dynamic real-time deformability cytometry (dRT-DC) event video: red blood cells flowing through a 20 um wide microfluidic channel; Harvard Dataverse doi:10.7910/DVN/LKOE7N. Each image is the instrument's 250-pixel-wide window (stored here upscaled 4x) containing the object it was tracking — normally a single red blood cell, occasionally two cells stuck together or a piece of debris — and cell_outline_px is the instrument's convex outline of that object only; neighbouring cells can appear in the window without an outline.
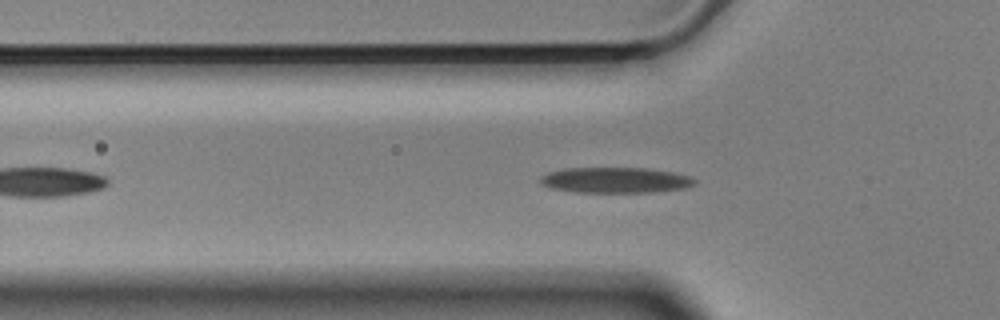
{"species": "Egyptian fruit bat (a non-hibernating species)", "species_latin": "Rousettus aegyptiacus", "temperature_condition": "cold", "stored_images_in_passage": 44, "camera_frame_rate_fps": 3000, "um_per_image_px": 0.085, "animal": {"sex": "male"}, "frame": {"image": 1, "passage_image": 9, "time_ms": 2.667, "image_size_px": [1000, 320], "cell_outline_px": [[696, 184], [688, 188], [656, 192], [572, 192], [548, 188], [540, 184], [540, 176], [548, 172], [564, 168], [644, 168], [672, 172], [692, 176], [696, 180]], "centroid_in_image_um": [52.31, 15.32], "position_along_channel_um": 73.5, "area_um2": 23.41}}
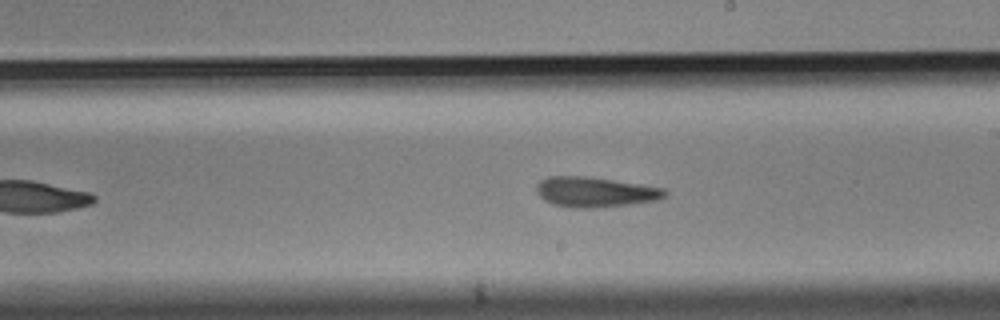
{"frame": {"image": 2, "passage_image": 23, "time_ms": 7.333, "image_size_px": [1000, 320], "cell_outline_px": [[668, 196], [656, 200], [628, 204], [596, 208], [572, 208], [552, 204], [544, 200], [536, 192], [536, 184], [540, 180], [548, 176], [584, 176], [612, 180], [664, 188], [668, 192]], "centroid_in_image_um": [50.55, 16.32], "position_along_channel_um": 238.5, "area_um2": 22.54}}
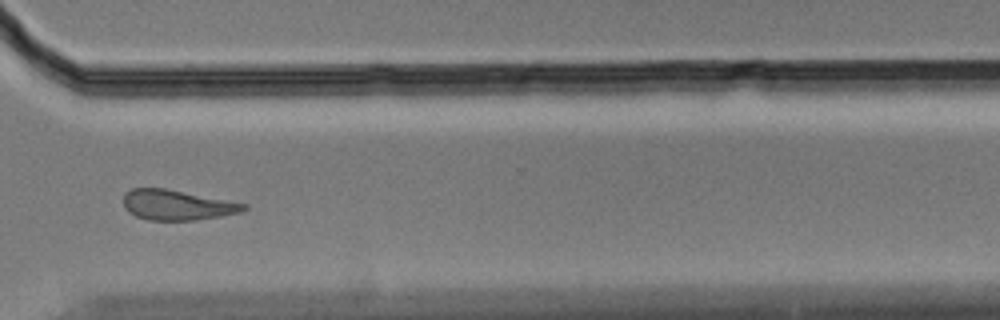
{"frame": {"image": 3, "passage_image": 33, "time_ms": 10.667, "image_size_px": [1000, 320], "cell_outline_px": [[248, 208], [240, 212], [220, 216], [196, 220], [148, 220], [136, 216], [128, 212], [124, 208], [124, 192], [132, 188], [164, 188], [248, 204]], "centroid_in_image_um": [15.02, 17.42], "position_along_channel_um": 355.6, "area_um2": 21.1}, "authors_computed_cell_mechanics": {"area_um2": 22.3108, "velocity_mm_per_s": 3.5205, "shape_relaxation_time_tau1_ms": 6.6169, "shape_relaxation_time_tau2_ms": 7.5532, "deformation_change_tau1": 0.1691, "deformation_change_tau2": 0.1972}}